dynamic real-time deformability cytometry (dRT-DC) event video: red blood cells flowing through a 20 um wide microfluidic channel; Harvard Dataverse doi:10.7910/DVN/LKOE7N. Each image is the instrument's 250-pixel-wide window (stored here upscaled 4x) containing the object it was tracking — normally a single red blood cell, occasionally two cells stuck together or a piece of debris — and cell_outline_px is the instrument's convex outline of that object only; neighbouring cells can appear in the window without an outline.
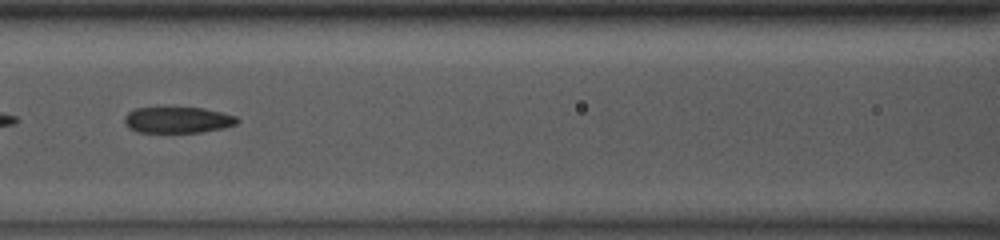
{"species": "common noctule bat (a hibernating species)", "species_latin": "Nyctalus noctula", "temperature_condition": "room temperature", "stored_images_in_passage": 52, "camera_frame_rate_fps": 3000, "um_per_image_px": 0.085, "animal": {"sex": "male", "body_mass_g": 13.0, "forearm_length_mm": 53.1}, "frame": {"image": 1, "passage_image": 24, "time_ms": 7.667, "image_size_px": [1000, 240], "cell_outline_px": [[240, 120], [236, 124], [224, 128], [200, 132], [140, 132], [128, 128], [124, 120], [124, 116], [128, 112], [136, 108], [204, 108], [236, 116]], "centroid_in_image_um": [15.11, 10.2], "position_along_channel_um": 151.5, "area_um2": 17.05}}
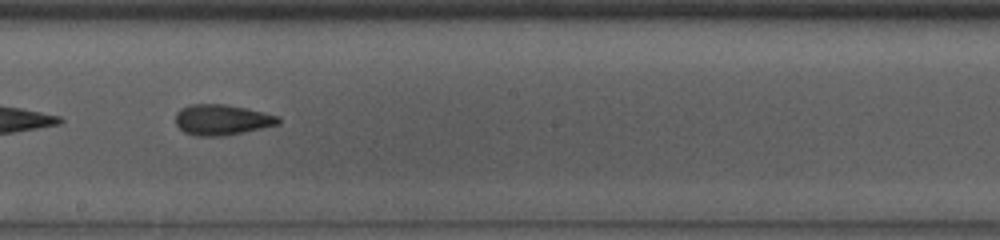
{"frame": {"image": 2, "passage_image": 30, "time_ms": 9.667, "image_size_px": [1000, 240], "cell_outline_px": [[280, 124], [244, 132], [224, 136], [196, 136], [184, 132], [176, 124], [176, 112], [180, 108], [192, 104], [224, 104], [248, 108], [280, 116]], "centroid_in_image_um": [18.88, 10.18], "position_along_channel_um": 229.3, "area_um2": 18.5}}
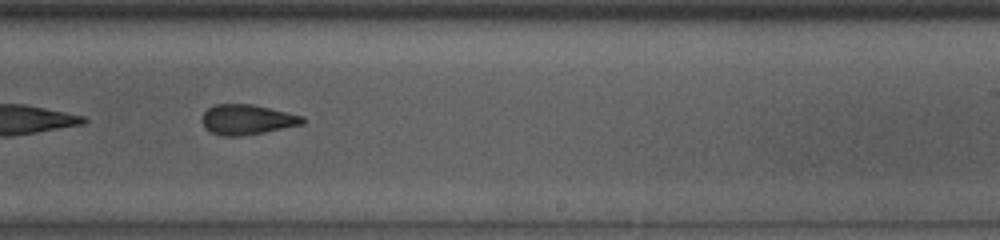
{"frame": {"image": 3, "passage_image": 33, "time_ms": 10.667, "image_size_px": [1000, 240], "cell_outline_px": [[304, 124], [264, 132], [240, 136], [220, 136], [204, 128], [204, 112], [208, 108], [216, 104], [252, 104], [304, 116]], "centroid_in_image_um": [21.02, 10.16], "position_along_channel_um": 268.0, "area_um2": 17.46}}